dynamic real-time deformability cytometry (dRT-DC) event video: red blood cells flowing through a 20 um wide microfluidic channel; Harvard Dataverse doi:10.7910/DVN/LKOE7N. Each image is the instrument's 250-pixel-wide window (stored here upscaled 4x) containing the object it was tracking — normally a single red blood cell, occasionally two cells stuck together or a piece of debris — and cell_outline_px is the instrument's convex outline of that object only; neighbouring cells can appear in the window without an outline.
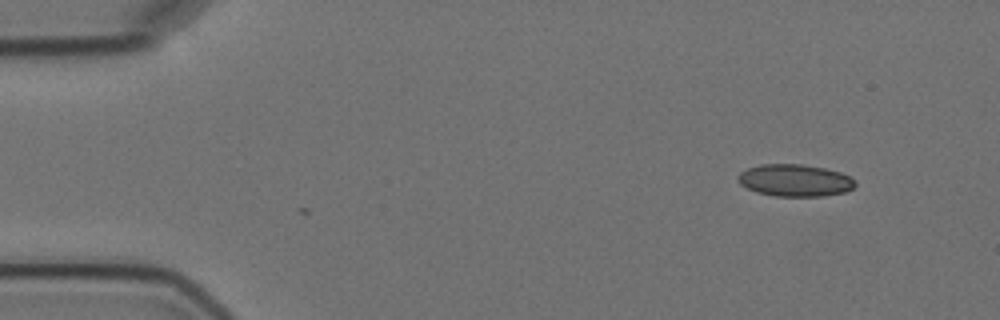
{"species": "Egyptian fruit bat (a non-hibernating species)", "species_latin": "Rousettus aegyptiacus", "temperature_condition": "cold", "stored_images_in_passage": 2, "camera_frame_rate_fps": 3000, "um_per_image_px": 0.085, "animal": {"sex": "female"}, "frame": {"image": 1, "passage_image": 2, "time_ms": 1.333, "image_size_px": [1000, 320], "cell_outline_px": [[856, 184], [852, 188], [844, 192], [824, 196], [776, 196], [756, 192], [740, 184], [736, 180], [736, 176], [740, 172], [748, 168], [760, 164], [800, 164], [824, 168], [840, 172], [856, 180]], "centroid_in_image_um": [67.54, 15.33], "position_along_channel_um": 17.5, "area_um2": 21.96}}